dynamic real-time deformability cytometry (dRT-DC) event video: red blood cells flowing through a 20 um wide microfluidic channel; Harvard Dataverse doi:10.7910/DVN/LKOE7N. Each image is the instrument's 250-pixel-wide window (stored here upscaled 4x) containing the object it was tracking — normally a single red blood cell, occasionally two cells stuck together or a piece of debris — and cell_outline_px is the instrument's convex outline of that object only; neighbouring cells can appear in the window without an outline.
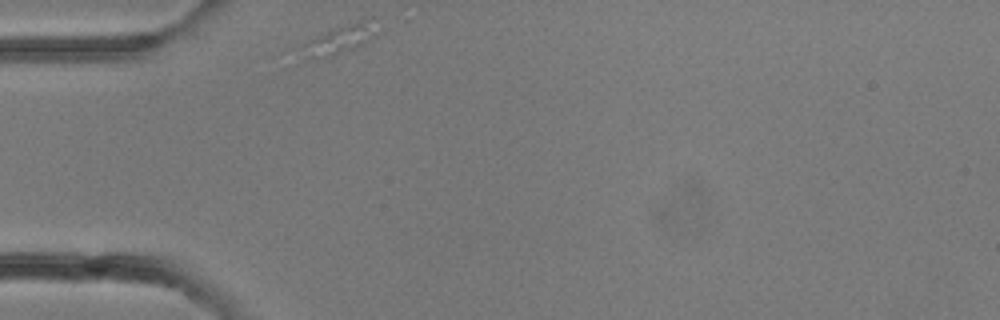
{"species": "common noctule bat (a hibernating species)", "species_latin": "Nyctalus noctula", "temperature_condition": "room temperature", "stored_images_in_passage": 1, "camera_frame_rate_fps": 3000, "um_per_image_px": 0.085, "animal": {"sex": "female"}, "frame": {"image": 1, "passage_image": 1, "time_ms": 0.0, "image_size_px": [1000, 320], "cell_outline_px": [[376, 36], [352, 48], [332, 56], [320, 60], [308, 60], [304, 44], [308, 40], [332, 28], [364, 20]], "centroid_in_image_um": [28.73, 3.43], "position_along_channel_um": 56.3, "area_um2": 11.44}}